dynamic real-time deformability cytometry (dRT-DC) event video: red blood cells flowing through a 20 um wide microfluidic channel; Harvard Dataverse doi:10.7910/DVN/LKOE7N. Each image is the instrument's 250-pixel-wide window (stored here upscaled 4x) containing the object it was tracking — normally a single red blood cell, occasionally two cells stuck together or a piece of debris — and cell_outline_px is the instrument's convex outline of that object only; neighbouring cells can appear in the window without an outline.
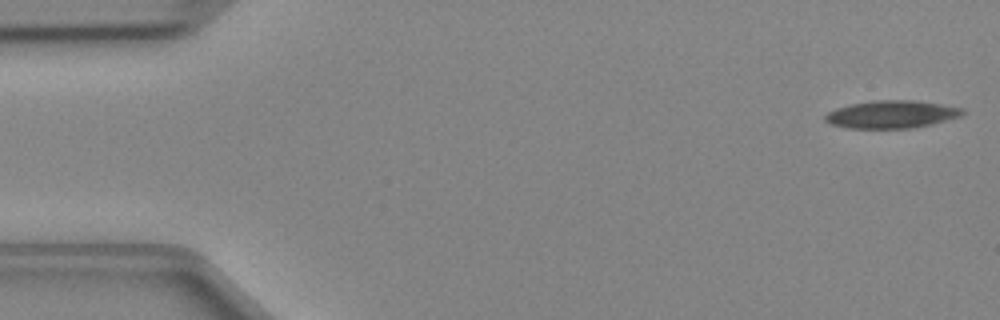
{"species": "Egyptian fruit bat (a non-hibernating species)", "species_latin": "Rousettus aegyptiacus", "temperature_condition": "cold", "stored_images_in_passage": 46, "camera_frame_rate_fps": 3000, "um_per_image_px": 0.085, "animal": {"sex": "female"}, "frame": {"image": 1, "passage_image": 1, "time_ms": 0.0, "image_size_px": [1000, 320], "cell_outline_px": [[964, 112], [960, 116], [932, 124], [912, 128], [848, 128], [832, 124], [824, 120], [824, 116], [828, 112], [836, 108], [848, 104], [876, 100], [916, 100], [964, 108]], "centroid_in_image_um": [75.77, 9.71], "position_along_channel_um": 9.2, "area_um2": 22.14}}
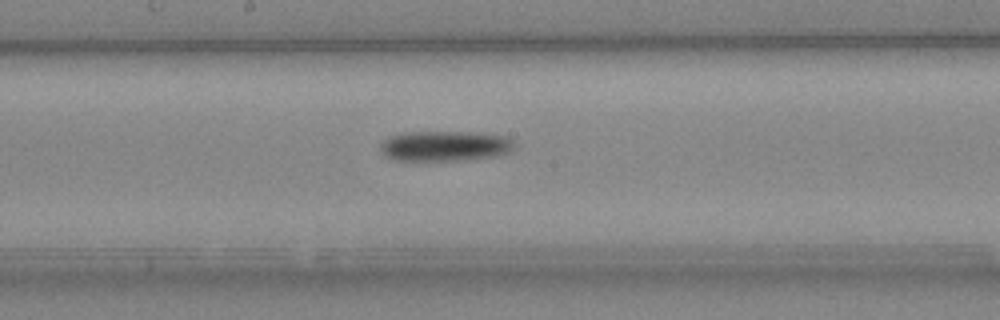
{"frame": {"image": 2, "passage_image": 24, "time_ms": 7.667, "image_size_px": [1000, 320], "cell_outline_px": [[516, 144], [512, 152], [496, 156], [468, 160], [392, 160], [384, 156], [380, 152], [380, 140], [388, 136], [404, 132], [476, 132], [504, 136], [512, 140]], "centroid_in_image_um": [37.79, 12.41], "position_along_channel_um": 210.4, "area_um2": 24.16}}
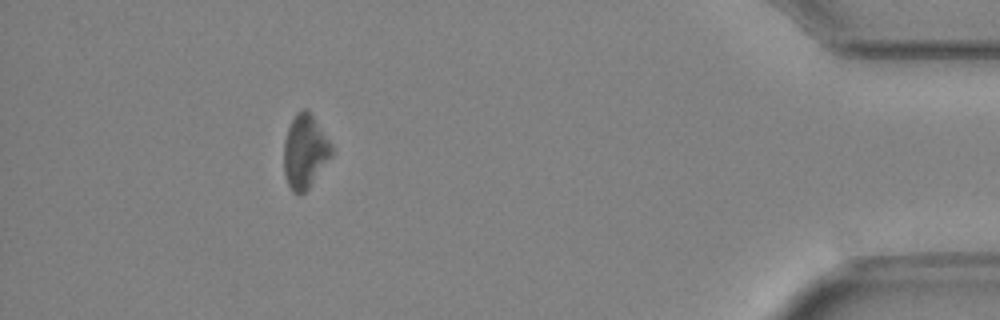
{"frame": {"image": 3, "passage_image": 42, "time_ms": 13.667, "image_size_px": [1000, 320], "cell_outline_px": [[332, 156], [308, 188], [300, 196], [296, 196], [292, 192], [288, 184], [284, 172], [284, 140], [288, 128], [296, 112], [304, 108], [312, 116], [328, 140], [332, 148]], "centroid_in_image_um": [25.89, 12.92], "position_along_channel_um": 409.3, "area_um2": 20.17}}